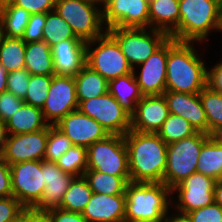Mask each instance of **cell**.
<instances>
[{"label":"cell","instance_id":"6da1fadb","mask_svg":"<svg viewBox=\"0 0 222 222\" xmlns=\"http://www.w3.org/2000/svg\"><path fill=\"white\" fill-rule=\"evenodd\" d=\"M130 182L163 183L168 145L157 133L130 130L124 135Z\"/></svg>","mask_w":222,"mask_h":222},{"label":"cell","instance_id":"7a4b0ae2","mask_svg":"<svg viewBox=\"0 0 222 222\" xmlns=\"http://www.w3.org/2000/svg\"><path fill=\"white\" fill-rule=\"evenodd\" d=\"M192 45L168 38L166 91L199 94L207 86V68Z\"/></svg>","mask_w":222,"mask_h":222},{"label":"cell","instance_id":"3957f363","mask_svg":"<svg viewBox=\"0 0 222 222\" xmlns=\"http://www.w3.org/2000/svg\"><path fill=\"white\" fill-rule=\"evenodd\" d=\"M179 12V24L169 35L179 42L205 41L215 29L222 31L221 0H179Z\"/></svg>","mask_w":222,"mask_h":222},{"label":"cell","instance_id":"277c9868","mask_svg":"<svg viewBox=\"0 0 222 222\" xmlns=\"http://www.w3.org/2000/svg\"><path fill=\"white\" fill-rule=\"evenodd\" d=\"M125 195V219L130 220L164 221L173 202L164 183L128 182Z\"/></svg>","mask_w":222,"mask_h":222},{"label":"cell","instance_id":"5b68a950","mask_svg":"<svg viewBox=\"0 0 222 222\" xmlns=\"http://www.w3.org/2000/svg\"><path fill=\"white\" fill-rule=\"evenodd\" d=\"M98 5L102 7L89 0H56L55 11L70 25L74 35L87 43L107 31Z\"/></svg>","mask_w":222,"mask_h":222},{"label":"cell","instance_id":"8992f818","mask_svg":"<svg viewBox=\"0 0 222 222\" xmlns=\"http://www.w3.org/2000/svg\"><path fill=\"white\" fill-rule=\"evenodd\" d=\"M209 134L197 131L195 134L171 143L167 147L166 170L163 183L170 189L197 172L198 156Z\"/></svg>","mask_w":222,"mask_h":222},{"label":"cell","instance_id":"52a82bcc","mask_svg":"<svg viewBox=\"0 0 222 222\" xmlns=\"http://www.w3.org/2000/svg\"><path fill=\"white\" fill-rule=\"evenodd\" d=\"M86 65L107 81L133 72L117 40L108 31L86 43Z\"/></svg>","mask_w":222,"mask_h":222},{"label":"cell","instance_id":"ba28073f","mask_svg":"<svg viewBox=\"0 0 222 222\" xmlns=\"http://www.w3.org/2000/svg\"><path fill=\"white\" fill-rule=\"evenodd\" d=\"M107 31L117 40L133 70L169 38L165 32L152 28L112 27Z\"/></svg>","mask_w":222,"mask_h":222},{"label":"cell","instance_id":"9c48e42d","mask_svg":"<svg viewBox=\"0 0 222 222\" xmlns=\"http://www.w3.org/2000/svg\"><path fill=\"white\" fill-rule=\"evenodd\" d=\"M87 170L114 176H130L123 135L110 134L87 148Z\"/></svg>","mask_w":222,"mask_h":222},{"label":"cell","instance_id":"30bf717a","mask_svg":"<svg viewBox=\"0 0 222 222\" xmlns=\"http://www.w3.org/2000/svg\"><path fill=\"white\" fill-rule=\"evenodd\" d=\"M78 110L95 119L109 134L124 136L131 129V115L109 92L81 101Z\"/></svg>","mask_w":222,"mask_h":222},{"label":"cell","instance_id":"8fae6325","mask_svg":"<svg viewBox=\"0 0 222 222\" xmlns=\"http://www.w3.org/2000/svg\"><path fill=\"white\" fill-rule=\"evenodd\" d=\"M13 196L24 206L34 207L45 188L41 161L32 160L10 165Z\"/></svg>","mask_w":222,"mask_h":222},{"label":"cell","instance_id":"7c38bea8","mask_svg":"<svg viewBox=\"0 0 222 222\" xmlns=\"http://www.w3.org/2000/svg\"><path fill=\"white\" fill-rule=\"evenodd\" d=\"M216 180L212 177L194 172L174 188L173 193H178V202L175 208L181 214H187L196 209L208 206L214 202V187Z\"/></svg>","mask_w":222,"mask_h":222},{"label":"cell","instance_id":"4fadbf2b","mask_svg":"<svg viewBox=\"0 0 222 222\" xmlns=\"http://www.w3.org/2000/svg\"><path fill=\"white\" fill-rule=\"evenodd\" d=\"M102 12L107 29L149 28V0H104Z\"/></svg>","mask_w":222,"mask_h":222},{"label":"cell","instance_id":"5bb4252c","mask_svg":"<svg viewBox=\"0 0 222 222\" xmlns=\"http://www.w3.org/2000/svg\"><path fill=\"white\" fill-rule=\"evenodd\" d=\"M77 109L78 98L74 76L53 75L48 96L42 108L45 121L55 125L69 112Z\"/></svg>","mask_w":222,"mask_h":222},{"label":"cell","instance_id":"9a60e30c","mask_svg":"<svg viewBox=\"0 0 222 222\" xmlns=\"http://www.w3.org/2000/svg\"><path fill=\"white\" fill-rule=\"evenodd\" d=\"M48 139V126L33 133L8 136L2 158L9 164L44 160Z\"/></svg>","mask_w":222,"mask_h":222},{"label":"cell","instance_id":"2e32d148","mask_svg":"<svg viewBox=\"0 0 222 222\" xmlns=\"http://www.w3.org/2000/svg\"><path fill=\"white\" fill-rule=\"evenodd\" d=\"M55 126L71 140L74 146L85 148L110 135L100 123L78 109L69 112Z\"/></svg>","mask_w":222,"mask_h":222},{"label":"cell","instance_id":"e0dca14e","mask_svg":"<svg viewBox=\"0 0 222 222\" xmlns=\"http://www.w3.org/2000/svg\"><path fill=\"white\" fill-rule=\"evenodd\" d=\"M168 57V39L154 51L142 64L141 71L134 76L144 96L163 95L166 91V65Z\"/></svg>","mask_w":222,"mask_h":222},{"label":"cell","instance_id":"ac0fdd59","mask_svg":"<svg viewBox=\"0 0 222 222\" xmlns=\"http://www.w3.org/2000/svg\"><path fill=\"white\" fill-rule=\"evenodd\" d=\"M170 112L164 95L143 96L131 115V129L142 133H157Z\"/></svg>","mask_w":222,"mask_h":222},{"label":"cell","instance_id":"d6986e66","mask_svg":"<svg viewBox=\"0 0 222 222\" xmlns=\"http://www.w3.org/2000/svg\"><path fill=\"white\" fill-rule=\"evenodd\" d=\"M41 171H44L45 188L41 200L34 206L40 210L59 208L74 176L65 173L56 162L41 161Z\"/></svg>","mask_w":222,"mask_h":222},{"label":"cell","instance_id":"ffe728a7","mask_svg":"<svg viewBox=\"0 0 222 222\" xmlns=\"http://www.w3.org/2000/svg\"><path fill=\"white\" fill-rule=\"evenodd\" d=\"M55 75L75 76L86 65V42L67 39L51 47Z\"/></svg>","mask_w":222,"mask_h":222},{"label":"cell","instance_id":"44dd1931","mask_svg":"<svg viewBox=\"0 0 222 222\" xmlns=\"http://www.w3.org/2000/svg\"><path fill=\"white\" fill-rule=\"evenodd\" d=\"M170 113L186 119L199 132L208 134V121L199 94L165 91Z\"/></svg>","mask_w":222,"mask_h":222},{"label":"cell","instance_id":"7402d4cb","mask_svg":"<svg viewBox=\"0 0 222 222\" xmlns=\"http://www.w3.org/2000/svg\"><path fill=\"white\" fill-rule=\"evenodd\" d=\"M126 195L93 193L82 211L87 222H123L125 220Z\"/></svg>","mask_w":222,"mask_h":222},{"label":"cell","instance_id":"603a6c76","mask_svg":"<svg viewBox=\"0 0 222 222\" xmlns=\"http://www.w3.org/2000/svg\"><path fill=\"white\" fill-rule=\"evenodd\" d=\"M179 0H149V28L168 36L179 24Z\"/></svg>","mask_w":222,"mask_h":222},{"label":"cell","instance_id":"cb8c5ba5","mask_svg":"<svg viewBox=\"0 0 222 222\" xmlns=\"http://www.w3.org/2000/svg\"><path fill=\"white\" fill-rule=\"evenodd\" d=\"M108 92L130 115L136 111L137 103L144 96L137 84L134 72L109 80Z\"/></svg>","mask_w":222,"mask_h":222},{"label":"cell","instance_id":"d4e9b609","mask_svg":"<svg viewBox=\"0 0 222 222\" xmlns=\"http://www.w3.org/2000/svg\"><path fill=\"white\" fill-rule=\"evenodd\" d=\"M6 125L8 133L16 135L37 132L45 129L49 124L44 119L42 109L23 103Z\"/></svg>","mask_w":222,"mask_h":222},{"label":"cell","instance_id":"484cf974","mask_svg":"<svg viewBox=\"0 0 222 222\" xmlns=\"http://www.w3.org/2000/svg\"><path fill=\"white\" fill-rule=\"evenodd\" d=\"M25 68L31 75H55L51 47L45 41L26 43Z\"/></svg>","mask_w":222,"mask_h":222},{"label":"cell","instance_id":"4316f807","mask_svg":"<svg viewBox=\"0 0 222 222\" xmlns=\"http://www.w3.org/2000/svg\"><path fill=\"white\" fill-rule=\"evenodd\" d=\"M74 78L78 104L108 92V81L87 65Z\"/></svg>","mask_w":222,"mask_h":222},{"label":"cell","instance_id":"83f0119b","mask_svg":"<svg viewBox=\"0 0 222 222\" xmlns=\"http://www.w3.org/2000/svg\"><path fill=\"white\" fill-rule=\"evenodd\" d=\"M196 170L216 181L222 180V144L211 136L202 145Z\"/></svg>","mask_w":222,"mask_h":222},{"label":"cell","instance_id":"f1b7e54d","mask_svg":"<svg viewBox=\"0 0 222 222\" xmlns=\"http://www.w3.org/2000/svg\"><path fill=\"white\" fill-rule=\"evenodd\" d=\"M84 177L93 193L107 195L125 194L130 176H114L96 170H86Z\"/></svg>","mask_w":222,"mask_h":222},{"label":"cell","instance_id":"f546056e","mask_svg":"<svg viewBox=\"0 0 222 222\" xmlns=\"http://www.w3.org/2000/svg\"><path fill=\"white\" fill-rule=\"evenodd\" d=\"M92 195L93 191L84 175L74 177L59 208L69 212L82 213Z\"/></svg>","mask_w":222,"mask_h":222},{"label":"cell","instance_id":"4dcf8cb0","mask_svg":"<svg viewBox=\"0 0 222 222\" xmlns=\"http://www.w3.org/2000/svg\"><path fill=\"white\" fill-rule=\"evenodd\" d=\"M26 43L21 38L4 36L0 43V64L8 72L25 68Z\"/></svg>","mask_w":222,"mask_h":222},{"label":"cell","instance_id":"1f68e13d","mask_svg":"<svg viewBox=\"0 0 222 222\" xmlns=\"http://www.w3.org/2000/svg\"><path fill=\"white\" fill-rule=\"evenodd\" d=\"M30 13L19 6L8 4L0 8V17L3 22L4 36L22 38L29 22Z\"/></svg>","mask_w":222,"mask_h":222},{"label":"cell","instance_id":"d6a6232c","mask_svg":"<svg viewBox=\"0 0 222 222\" xmlns=\"http://www.w3.org/2000/svg\"><path fill=\"white\" fill-rule=\"evenodd\" d=\"M67 39L79 38L74 35L70 25H68L55 10L46 13V21L43 28V41L52 47L58 42Z\"/></svg>","mask_w":222,"mask_h":222},{"label":"cell","instance_id":"836d02e7","mask_svg":"<svg viewBox=\"0 0 222 222\" xmlns=\"http://www.w3.org/2000/svg\"><path fill=\"white\" fill-rule=\"evenodd\" d=\"M196 132V129L186 119L170 113L157 134L167 145H169L189 137Z\"/></svg>","mask_w":222,"mask_h":222},{"label":"cell","instance_id":"e575fe53","mask_svg":"<svg viewBox=\"0 0 222 222\" xmlns=\"http://www.w3.org/2000/svg\"><path fill=\"white\" fill-rule=\"evenodd\" d=\"M208 121V134L222 125V94L204 87L199 93Z\"/></svg>","mask_w":222,"mask_h":222},{"label":"cell","instance_id":"d590c367","mask_svg":"<svg viewBox=\"0 0 222 222\" xmlns=\"http://www.w3.org/2000/svg\"><path fill=\"white\" fill-rule=\"evenodd\" d=\"M56 164L65 173L74 177L83 176L87 170V148L73 145L56 161Z\"/></svg>","mask_w":222,"mask_h":222},{"label":"cell","instance_id":"8d00e7d4","mask_svg":"<svg viewBox=\"0 0 222 222\" xmlns=\"http://www.w3.org/2000/svg\"><path fill=\"white\" fill-rule=\"evenodd\" d=\"M53 75H31L24 103L42 109Z\"/></svg>","mask_w":222,"mask_h":222},{"label":"cell","instance_id":"74e56055","mask_svg":"<svg viewBox=\"0 0 222 222\" xmlns=\"http://www.w3.org/2000/svg\"><path fill=\"white\" fill-rule=\"evenodd\" d=\"M73 146L71 140L55 125H48V139L44 160L56 162Z\"/></svg>","mask_w":222,"mask_h":222},{"label":"cell","instance_id":"f35d334b","mask_svg":"<svg viewBox=\"0 0 222 222\" xmlns=\"http://www.w3.org/2000/svg\"><path fill=\"white\" fill-rule=\"evenodd\" d=\"M31 74L26 68L8 73L6 91L24 100Z\"/></svg>","mask_w":222,"mask_h":222},{"label":"cell","instance_id":"ab89813d","mask_svg":"<svg viewBox=\"0 0 222 222\" xmlns=\"http://www.w3.org/2000/svg\"><path fill=\"white\" fill-rule=\"evenodd\" d=\"M45 21L46 13L31 14L21 39L25 43L43 41V28Z\"/></svg>","mask_w":222,"mask_h":222},{"label":"cell","instance_id":"60d3db41","mask_svg":"<svg viewBox=\"0 0 222 222\" xmlns=\"http://www.w3.org/2000/svg\"><path fill=\"white\" fill-rule=\"evenodd\" d=\"M191 222H222V207L217 203L196 209L186 214Z\"/></svg>","mask_w":222,"mask_h":222},{"label":"cell","instance_id":"b9f144b4","mask_svg":"<svg viewBox=\"0 0 222 222\" xmlns=\"http://www.w3.org/2000/svg\"><path fill=\"white\" fill-rule=\"evenodd\" d=\"M24 208L14 196L0 198V222L18 220Z\"/></svg>","mask_w":222,"mask_h":222},{"label":"cell","instance_id":"7bdbcfd3","mask_svg":"<svg viewBox=\"0 0 222 222\" xmlns=\"http://www.w3.org/2000/svg\"><path fill=\"white\" fill-rule=\"evenodd\" d=\"M24 101L8 91L0 94V120L7 122Z\"/></svg>","mask_w":222,"mask_h":222},{"label":"cell","instance_id":"ee69618b","mask_svg":"<svg viewBox=\"0 0 222 222\" xmlns=\"http://www.w3.org/2000/svg\"><path fill=\"white\" fill-rule=\"evenodd\" d=\"M13 4L24 8L30 14L48 13L55 10L56 0H14Z\"/></svg>","mask_w":222,"mask_h":222},{"label":"cell","instance_id":"f6af8a7d","mask_svg":"<svg viewBox=\"0 0 222 222\" xmlns=\"http://www.w3.org/2000/svg\"><path fill=\"white\" fill-rule=\"evenodd\" d=\"M13 196L10 165L0 157V198Z\"/></svg>","mask_w":222,"mask_h":222},{"label":"cell","instance_id":"bcb514c9","mask_svg":"<svg viewBox=\"0 0 222 222\" xmlns=\"http://www.w3.org/2000/svg\"><path fill=\"white\" fill-rule=\"evenodd\" d=\"M51 222H87L81 213L69 212L60 208L47 210Z\"/></svg>","mask_w":222,"mask_h":222},{"label":"cell","instance_id":"7dc6e473","mask_svg":"<svg viewBox=\"0 0 222 222\" xmlns=\"http://www.w3.org/2000/svg\"><path fill=\"white\" fill-rule=\"evenodd\" d=\"M21 222H51L47 210L25 207L21 213Z\"/></svg>","mask_w":222,"mask_h":222},{"label":"cell","instance_id":"c3c4849f","mask_svg":"<svg viewBox=\"0 0 222 222\" xmlns=\"http://www.w3.org/2000/svg\"><path fill=\"white\" fill-rule=\"evenodd\" d=\"M207 86L211 90L222 94V61L210 70L207 69Z\"/></svg>","mask_w":222,"mask_h":222},{"label":"cell","instance_id":"681fc988","mask_svg":"<svg viewBox=\"0 0 222 222\" xmlns=\"http://www.w3.org/2000/svg\"><path fill=\"white\" fill-rule=\"evenodd\" d=\"M9 133L6 122L0 120V157L3 155Z\"/></svg>","mask_w":222,"mask_h":222},{"label":"cell","instance_id":"f907efd6","mask_svg":"<svg viewBox=\"0 0 222 222\" xmlns=\"http://www.w3.org/2000/svg\"><path fill=\"white\" fill-rule=\"evenodd\" d=\"M8 71L0 64V94L6 91Z\"/></svg>","mask_w":222,"mask_h":222},{"label":"cell","instance_id":"816d5d0a","mask_svg":"<svg viewBox=\"0 0 222 222\" xmlns=\"http://www.w3.org/2000/svg\"><path fill=\"white\" fill-rule=\"evenodd\" d=\"M214 202L222 207V180L216 181L214 187Z\"/></svg>","mask_w":222,"mask_h":222},{"label":"cell","instance_id":"f5cc1de1","mask_svg":"<svg viewBox=\"0 0 222 222\" xmlns=\"http://www.w3.org/2000/svg\"><path fill=\"white\" fill-rule=\"evenodd\" d=\"M164 222H191V220L189 219V217L185 214H181V213H176L175 215H172L170 217V215L165 217Z\"/></svg>","mask_w":222,"mask_h":222},{"label":"cell","instance_id":"db71d44e","mask_svg":"<svg viewBox=\"0 0 222 222\" xmlns=\"http://www.w3.org/2000/svg\"><path fill=\"white\" fill-rule=\"evenodd\" d=\"M210 136L218 143L222 144V125L217 127Z\"/></svg>","mask_w":222,"mask_h":222},{"label":"cell","instance_id":"11a10c76","mask_svg":"<svg viewBox=\"0 0 222 222\" xmlns=\"http://www.w3.org/2000/svg\"><path fill=\"white\" fill-rule=\"evenodd\" d=\"M3 38H4L3 22L0 17V43L2 42Z\"/></svg>","mask_w":222,"mask_h":222},{"label":"cell","instance_id":"9f6ffc18","mask_svg":"<svg viewBox=\"0 0 222 222\" xmlns=\"http://www.w3.org/2000/svg\"><path fill=\"white\" fill-rule=\"evenodd\" d=\"M14 0H0V8H2L5 5L12 4Z\"/></svg>","mask_w":222,"mask_h":222},{"label":"cell","instance_id":"6f0895ef","mask_svg":"<svg viewBox=\"0 0 222 222\" xmlns=\"http://www.w3.org/2000/svg\"><path fill=\"white\" fill-rule=\"evenodd\" d=\"M123 222H164V221H149V220H130V219H125Z\"/></svg>","mask_w":222,"mask_h":222},{"label":"cell","instance_id":"680465c9","mask_svg":"<svg viewBox=\"0 0 222 222\" xmlns=\"http://www.w3.org/2000/svg\"><path fill=\"white\" fill-rule=\"evenodd\" d=\"M89 1H92V2H96V3L103 4V1H104V0H89Z\"/></svg>","mask_w":222,"mask_h":222},{"label":"cell","instance_id":"91938a15","mask_svg":"<svg viewBox=\"0 0 222 222\" xmlns=\"http://www.w3.org/2000/svg\"><path fill=\"white\" fill-rule=\"evenodd\" d=\"M11 222H21V216L18 220H14V221H11Z\"/></svg>","mask_w":222,"mask_h":222}]
</instances>
